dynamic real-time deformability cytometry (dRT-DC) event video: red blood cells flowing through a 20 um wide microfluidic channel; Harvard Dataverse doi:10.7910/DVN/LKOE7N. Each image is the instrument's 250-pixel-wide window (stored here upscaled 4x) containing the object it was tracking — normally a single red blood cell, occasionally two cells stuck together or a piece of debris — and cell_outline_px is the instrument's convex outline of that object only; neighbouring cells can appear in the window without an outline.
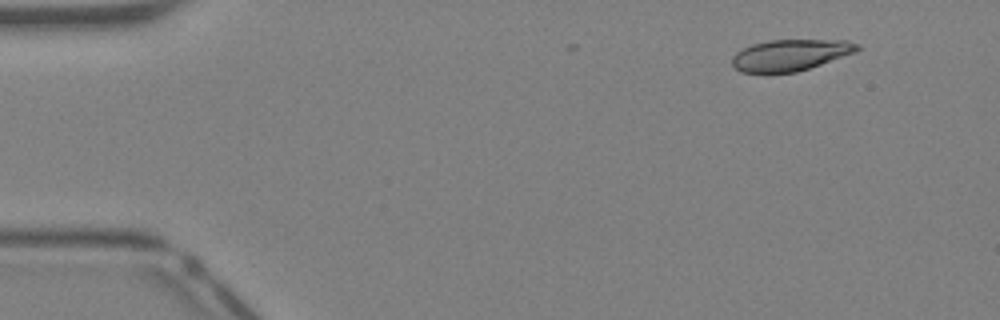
{"species": "Egyptian fruit bat (a non-hibernating species)", "species_latin": "Rousettus aegyptiacus", "temperature_condition": "warm", "stored_images_in_passage": 37, "camera_frame_rate_fps": 3000, "um_per_image_px": 0.085, "animal": {"sex": "female"}, "frame": {"image": 1, "passage_image": 1, "time_ms": 0.0, "image_size_px": [1000, 320], "cell_outline_px": [[860, 48], [856, 52], [796, 72], [740, 72], [732, 64], [732, 56], [736, 52], [752, 44], [768, 40], [848, 40], [860, 44]], "centroid_in_image_um": [67.19, 4.66], "position_along_channel_um": 17.8, "area_um2": 22.66}}
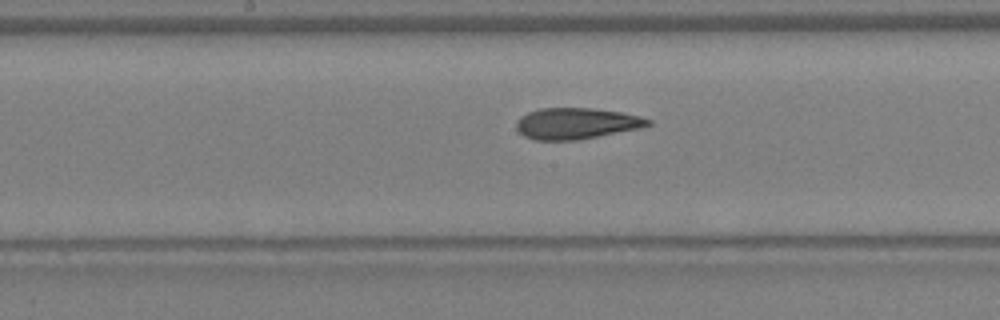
{"frame": {"image": 2, "passage_image": 18, "time_ms": 5.667, "image_size_px": [1000, 320], "cell_outline_px": [[652, 124], [644, 128], [576, 140], [532, 140], [524, 136], [516, 128], [516, 120], [520, 116], [528, 112], [540, 108], [592, 108], [620, 112], [640, 116], [652, 120]], "centroid_in_image_um": [49.0, 10.49], "position_along_channel_um": 199.2, "area_um2": 24.16}}
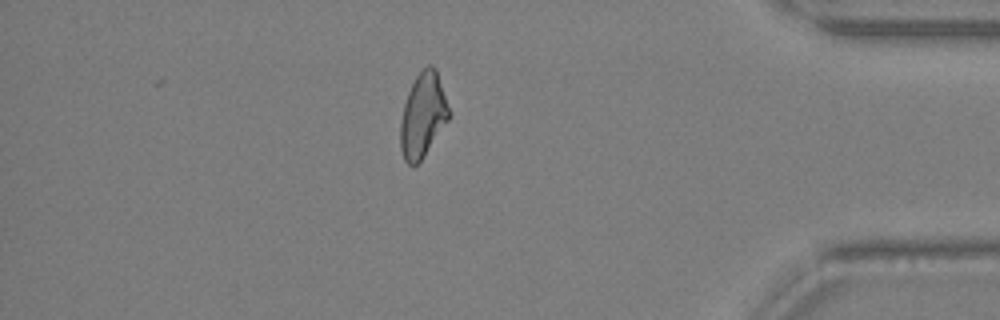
{"frame": {"image": 3, "passage_image": 32, "time_ms": 10.333, "image_size_px": [1000, 320], "cell_outline_px": [[452, 112], [448, 120], [420, 160], [412, 168], [404, 160], [400, 148], [400, 124], [404, 104], [408, 92], [416, 76], [428, 64], [432, 64], [436, 68]], "centroid_in_image_um": [35.96, 9.77], "position_along_channel_um": 399.2, "area_um2": 23.87}}